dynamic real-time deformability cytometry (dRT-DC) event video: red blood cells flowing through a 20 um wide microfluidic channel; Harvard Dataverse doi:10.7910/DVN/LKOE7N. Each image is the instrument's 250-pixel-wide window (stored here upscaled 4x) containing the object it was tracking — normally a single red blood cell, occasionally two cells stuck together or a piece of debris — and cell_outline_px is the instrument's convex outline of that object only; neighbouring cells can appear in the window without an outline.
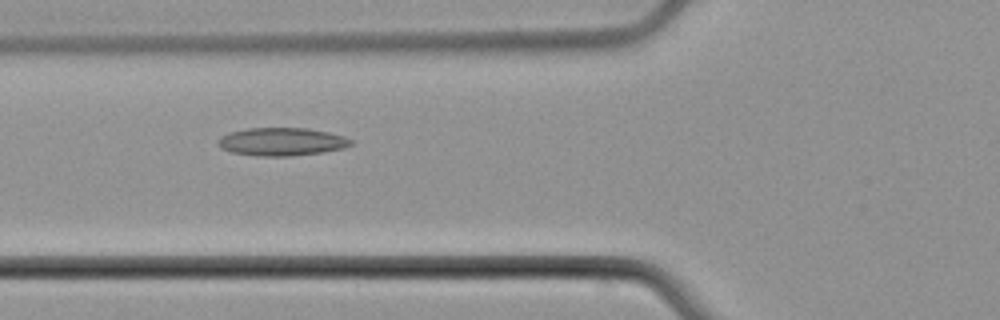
{"species": "common noctule bat (a hibernating species)", "species_latin": "Nyctalus noctula", "temperature_condition": "cold", "stored_images_in_passage": 8, "camera_frame_rate_fps": 3000, "um_per_image_px": 0.085, "animal": {"sex": "male", "body_mass_g": 21.5, "forearm_length_mm": 52.0}, "frame": {"image": 1, "passage_image": 5, "time_ms": 5.0, "image_size_px": [1000, 320], "cell_outline_px": [[352, 144], [344, 148], [324, 152], [288, 156], [256, 156], [232, 152], [220, 148], [216, 144], [216, 140], [220, 136], [228, 132], [248, 128], [308, 128], [328, 132], [344, 136], [352, 140]], "centroid_in_image_um": [23.9, 12.04], "position_along_channel_um": 101.9, "area_um2": 21.91}}
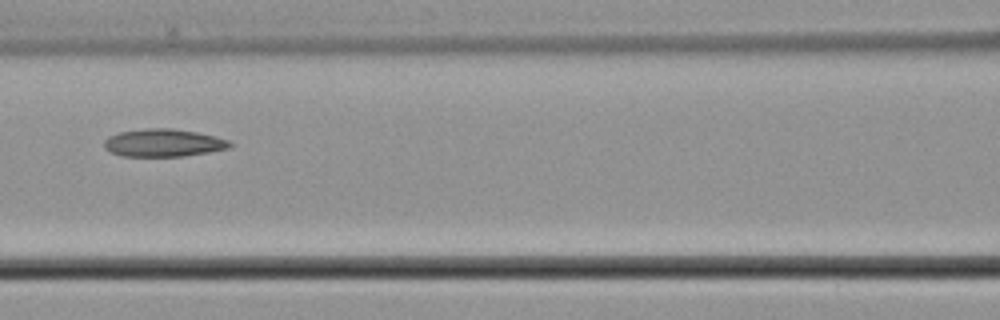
{"frame": {"image": 2, "passage_image": 6, "time_ms": 6.333, "image_size_px": [1000, 320], "cell_outline_px": [[232, 148], [184, 156], [120, 156], [104, 148], [104, 140], [108, 136], [120, 132], [144, 128], [172, 128], [196, 132], [216, 136], [228, 140], [232, 144]], "centroid_in_image_um": [13.9, 12.14], "position_along_channel_um": 152.7, "area_um2": 20.4}}
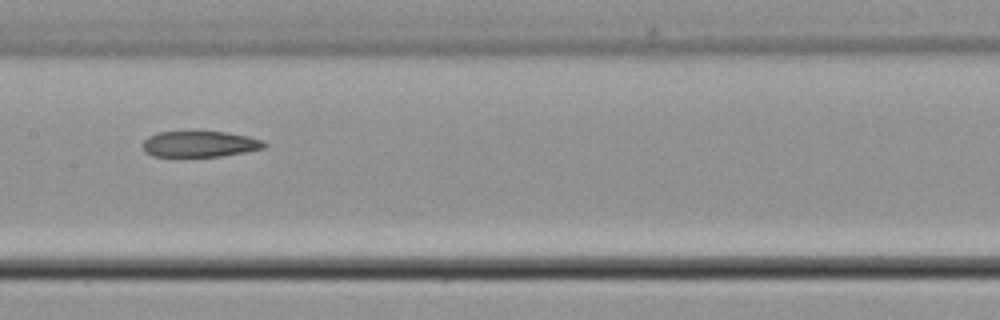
{"frame": {"image": 3, "passage_image": 7, "time_ms": 7.333, "image_size_px": [1000, 320], "cell_outline_px": [[268, 144], [264, 148], [244, 152], [220, 156], [152, 156], [144, 152], [140, 144], [148, 136], [160, 132], [228, 132], [248, 136], [264, 140]], "centroid_in_image_um": [16.97, 12.24], "position_along_channel_um": 190.4, "area_um2": 18.44}}